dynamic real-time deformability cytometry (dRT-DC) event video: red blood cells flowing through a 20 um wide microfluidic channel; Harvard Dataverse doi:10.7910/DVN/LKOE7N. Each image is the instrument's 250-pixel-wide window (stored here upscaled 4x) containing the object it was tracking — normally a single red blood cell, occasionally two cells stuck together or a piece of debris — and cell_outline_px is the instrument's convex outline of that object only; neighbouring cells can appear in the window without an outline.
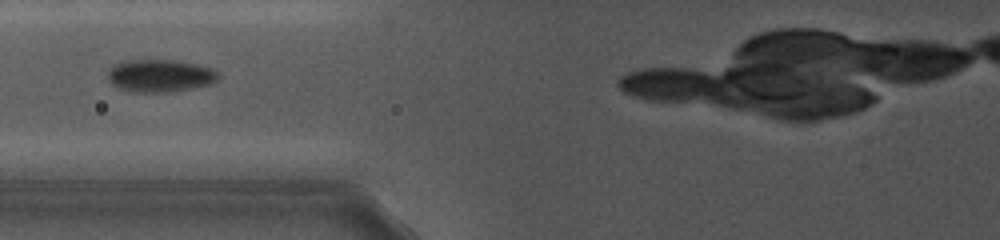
{"species": "common noctule bat (a hibernating species)", "species_latin": "Nyctalus noctula", "temperature_condition": "cold", "stored_images_in_passage": 3, "camera_frame_rate_fps": 5000, "um_per_image_px": 0.085, "animal": {"sex": "female", "body_mass_g": 19.0, "forearm_length_mm": 56.7}, "frame": {"image": 1, "passage_image": 2, "time_ms": 1.2, "image_size_px": [1000, 240], "cell_outline_px": [[220, 76], [216, 80], [208, 84], [192, 88], [168, 92], [128, 92], [112, 84], [108, 80], [108, 72], [120, 60], [180, 60], [200, 64], [212, 68]], "centroid_in_image_um": [13.6, 6.42], "position_along_channel_um": 112.2, "area_um2": 21.1}}